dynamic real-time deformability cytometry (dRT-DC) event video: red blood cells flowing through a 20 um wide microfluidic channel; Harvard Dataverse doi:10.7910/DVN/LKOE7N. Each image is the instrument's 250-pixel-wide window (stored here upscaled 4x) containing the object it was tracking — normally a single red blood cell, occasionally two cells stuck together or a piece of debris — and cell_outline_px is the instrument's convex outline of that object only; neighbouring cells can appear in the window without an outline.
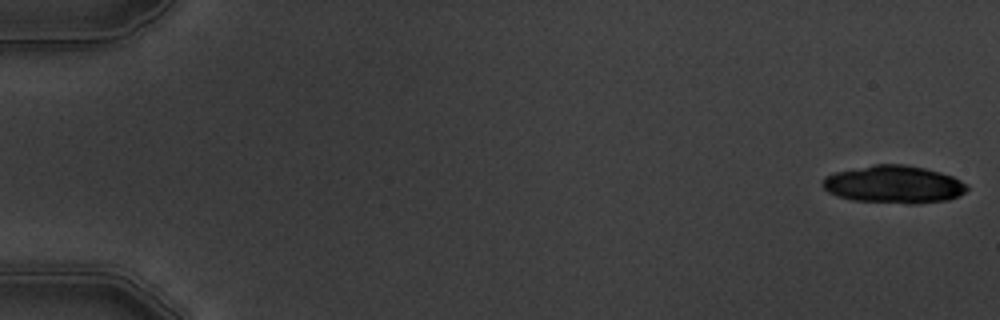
{"species": "common noctule bat (a hibernating species)", "species_latin": "Nyctalus noctula", "temperature_condition": "warm", "stored_images_in_passage": 7, "camera_frame_rate_fps": 3000, "um_per_image_px": 0.085, "animal": {"sex": "male", "body_mass_g": 19.5, "forearm_length_mm": 54.6}, "frame": {"image": 1, "passage_image": 1, "time_ms": 0.0, "image_size_px": [1000, 320], "cell_outline_px": [[968, 188], [960, 196], [948, 200], [920, 204], [904, 204], [852, 200], [836, 196], [828, 192], [820, 184], [820, 180], [824, 176], [836, 172], [872, 164], [904, 164], [924, 168], [940, 172], [952, 176], [968, 184]], "centroid_in_image_um": [75.96, 15.68], "position_along_channel_um": 9.0, "area_um2": 32.19}}